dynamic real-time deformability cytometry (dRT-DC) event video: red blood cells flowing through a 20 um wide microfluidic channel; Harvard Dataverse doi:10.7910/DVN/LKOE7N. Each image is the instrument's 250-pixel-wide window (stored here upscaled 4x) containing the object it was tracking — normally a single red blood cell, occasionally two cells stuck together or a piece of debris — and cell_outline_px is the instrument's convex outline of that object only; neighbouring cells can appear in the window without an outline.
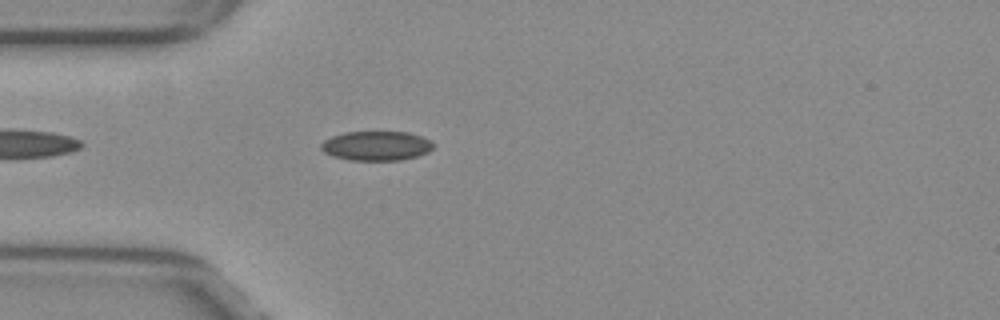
{"species": "common noctule bat (a hibernating species)", "species_latin": "Nyctalus noctula", "temperature_condition": "warm", "stored_images_in_passage": 41, "camera_frame_rate_fps": 3000, "um_per_image_px": 0.085, "animal": {"sex": "female", "body_mass_g": 29.2, "forearm_length_mm": 56.3}, "frame": {"image": 1, "passage_image": 3, "time_ms": 0.667, "image_size_px": [1000, 320], "cell_outline_px": [[432, 148], [428, 152], [416, 156], [400, 160], [352, 160], [336, 156], [324, 152], [320, 148], [320, 144], [324, 140], [332, 136], [344, 132], [408, 132], [432, 140]], "centroid_in_image_um": [31.99, 12.38], "position_along_channel_um": 53.0, "area_um2": 19.07}}
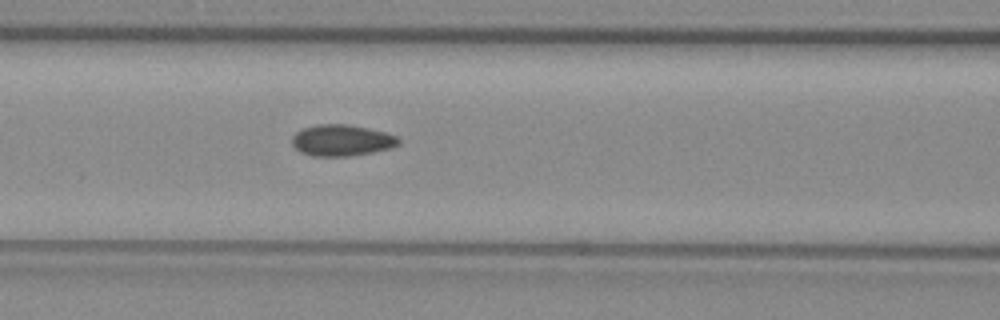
{"frame": {"image": 2, "passage_image": 10, "time_ms": 3.0, "image_size_px": [1000, 320], "cell_outline_px": [[400, 144], [388, 148], [372, 152], [352, 156], [312, 156], [300, 152], [292, 144], [292, 136], [296, 132], [304, 128], [316, 124], [348, 124], [368, 128], [384, 132], [396, 136], [400, 140]], "centroid_in_image_um": [29.02, 11.93], "position_along_channel_um": 137.6, "area_um2": 19.42}}
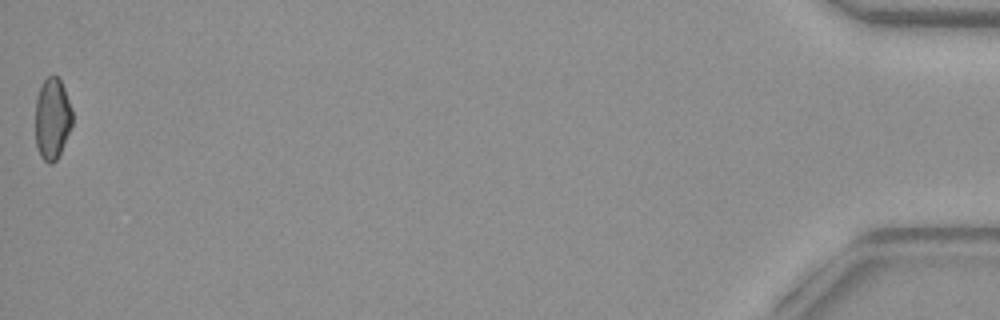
{"frame": {"image": 3, "passage_image": 41, "time_ms": 13.333, "image_size_px": [1000, 320], "cell_outline_px": [[72, 124], [60, 152], [56, 160], [52, 164], [48, 164], [40, 156], [36, 144], [36, 96], [40, 84], [48, 76], [56, 76], [60, 80], [64, 88], [72, 108]], "centroid_in_image_um": [4.43, 10.07], "position_along_channel_um": 430.8, "area_um2": 17.51}, "authors_computed_cell_mechanics": {"area_um2": 18.785, "velocity_mm_per_s": 3.8858, "shape_relaxation_time_tau1_ms": null, "shape_relaxation_time_tau2_ms": 2.241, "deformation_change_tau1": null, "deformation_change_tau2": 0.0805}}